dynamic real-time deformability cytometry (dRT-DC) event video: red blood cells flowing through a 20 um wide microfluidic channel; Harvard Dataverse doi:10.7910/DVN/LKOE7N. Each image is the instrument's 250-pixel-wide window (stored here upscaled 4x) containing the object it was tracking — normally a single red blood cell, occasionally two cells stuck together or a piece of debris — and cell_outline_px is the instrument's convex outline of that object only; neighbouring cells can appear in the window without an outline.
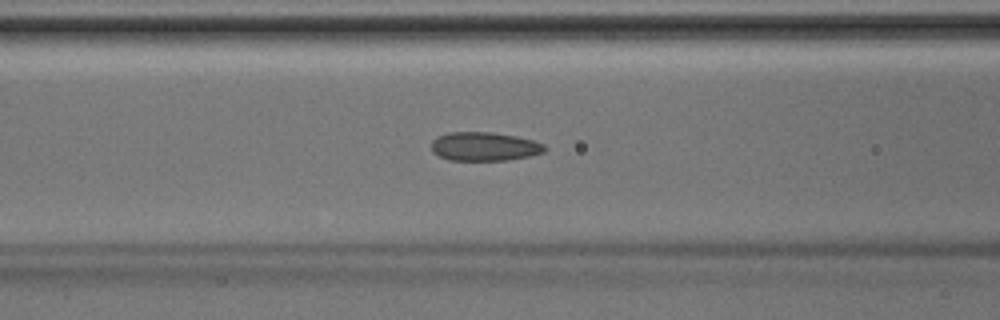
{"species": "Egyptian fruit bat (a non-hibernating species)", "species_latin": "Rousettus aegyptiacus", "temperature_condition": "room temperature", "stored_images_in_passage": 38, "camera_frame_rate_fps": 3000, "um_per_image_px": 0.085, "animal": {"sex": "male"}, "frame": {"image": 1, "passage_image": 12, "time_ms": 3.667, "image_size_px": [1000, 320], "cell_outline_px": [[548, 148], [544, 152], [528, 156], [508, 160], [448, 160], [432, 152], [432, 140], [436, 136], [448, 132], [492, 132], [516, 136], [532, 140], [544, 144]], "centroid_in_image_um": [41.16, 12.44], "position_along_channel_um": 125.4, "area_um2": 19.07}}
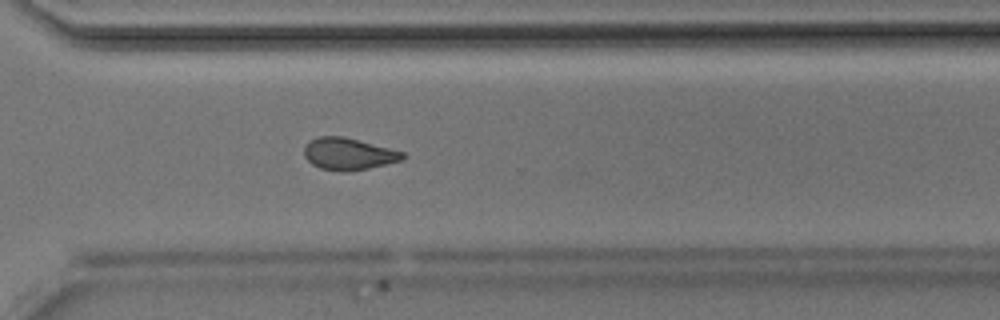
{"frame": {"image": 2, "passage_image": 26, "time_ms": 8.333, "image_size_px": [1000, 320], "cell_outline_px": [[408, 156], [404, 160], [368, 168], [348, 172], [320, 168], [312, 164], [304, 156], [304, 148], [308, 140], [316, 136], [344, 136], [404, 152]], "centroid_in_image_um": [29.62, 13.07], "position_along_channel_um": 341.0, "area_um2": 18.5}}
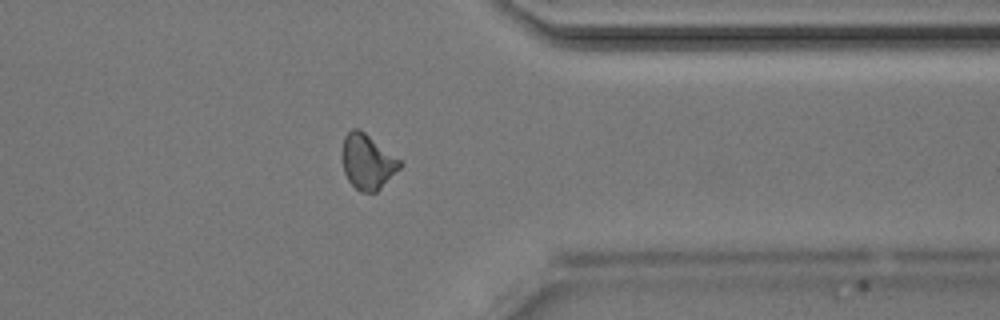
{"frame": {"image": 3, "passage_image": 29, "time_ms": 9.333, "image_size_px": [1000, 320], "cell_outline_px": [[404, 164], [376, 192], [360, 192], [348, 180], [344, 172], [340, 156], [340, 152], [344, 136], [352, 128], [360, 128], [400, 160]], "centroid_in_image_um": [31.19, 13.72], "position_along_channel_um": 380.2, "area_um2": 18.67}}